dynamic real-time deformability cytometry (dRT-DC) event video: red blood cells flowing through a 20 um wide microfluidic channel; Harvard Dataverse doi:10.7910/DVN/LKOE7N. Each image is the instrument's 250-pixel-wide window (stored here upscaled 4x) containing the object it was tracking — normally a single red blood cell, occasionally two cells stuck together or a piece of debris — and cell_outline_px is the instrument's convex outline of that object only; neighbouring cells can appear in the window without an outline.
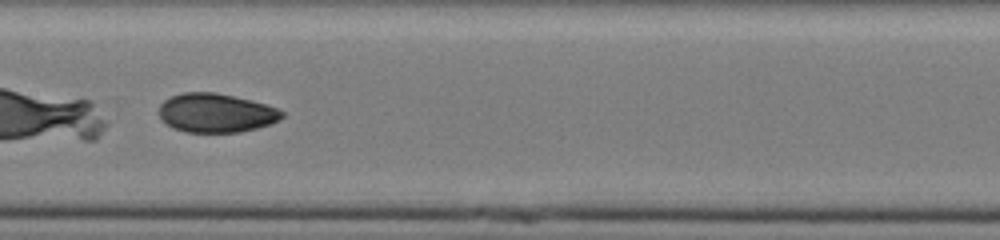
{"species": "human", "species_latin": "Homo sapiens", "temperature_condition": "cold", "stored_images_in_passage": 52, "segment_of_instrument_passage": [2, 2], "camera_frame_rate_fps": 3000, "um_per_image_px": 0.085, "donor": {"sex": "male"}, "frame": {"image": 1, "passage_image": 28, "time_ms": 9.0, "image_size_px": [1000, 240], "cell_outline_px": [[284, 116], [280, 120], [256, 128], [240, 132], [188, 132], [172, 128], [160, 116], [160, 104], [164, 100], [172, 96], [184, 92], [216, 92], [252, 100], [276, 108], [284, 112]], "centroid_in_image_um": [18.37, 9.59], "position_along_channel_um": 189.0, "area_um2": 27.74}}